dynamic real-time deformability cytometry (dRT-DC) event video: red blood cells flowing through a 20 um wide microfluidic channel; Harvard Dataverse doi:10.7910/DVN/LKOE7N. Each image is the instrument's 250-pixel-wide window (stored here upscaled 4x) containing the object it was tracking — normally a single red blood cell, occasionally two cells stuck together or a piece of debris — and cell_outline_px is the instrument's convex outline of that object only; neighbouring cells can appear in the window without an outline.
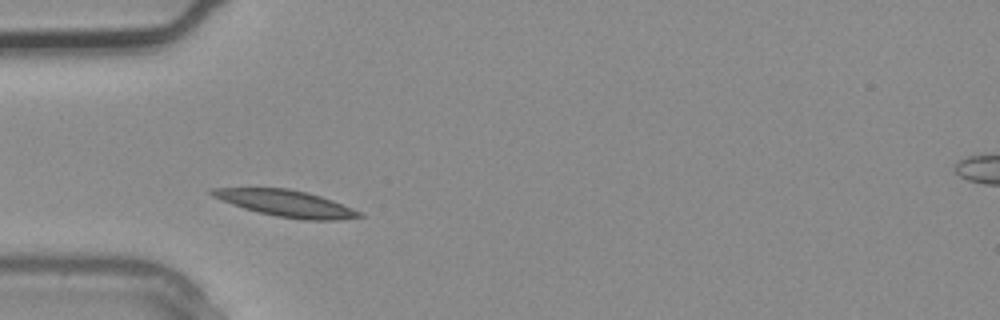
{"species": "common noctule bat (a hibernating species)", "species_latin": "Nyctalus noctula", "temperature_condition": "warm", "stored_images_in_passage": 2, "camera_frame_rate_fps": 3000, "um_per_image_px": 0.085, "animal": {"sex": "male", "body_mass_g": 20.4}, "frame": {"image": 1, "passage_image": 2, "time_ms": 0.333, "image_size_px": [1000, 320], "cell_outline_px": [[364, 216], [336, 220], [304, 220], [276, 216], [244, 208], [232, 204], [212, 196], [208, 192], [208, 188], [288, 188], [308, 192], [332, 200], [352, 208], [360, 212]], "centroid_in_image_um": [24.3, 17.28], "position_along_channel_um": 60.7, "area_um2": 22.54}}